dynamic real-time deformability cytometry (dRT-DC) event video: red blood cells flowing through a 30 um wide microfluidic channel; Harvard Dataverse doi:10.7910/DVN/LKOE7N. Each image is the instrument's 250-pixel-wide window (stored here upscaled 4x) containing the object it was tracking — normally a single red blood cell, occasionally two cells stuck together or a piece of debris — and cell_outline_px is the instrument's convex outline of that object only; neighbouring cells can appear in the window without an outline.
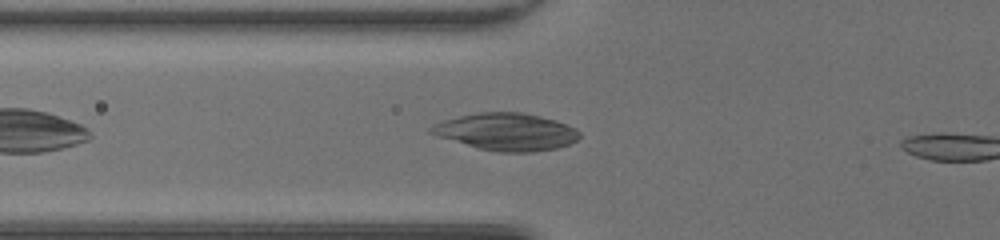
{"species": "common noctule bat (a hibernating species)", "species_latin": "Nyctalus noctula", "temperature_condition": "room temperature", "stored_images_in_passage": 32, "camera_frame_rate_fps": 3000, "um_per_image_px": 0.085, "animal": {"sex": "female", "body_mass_g": 20.0, "forearm_length_mm": 54.0}, "frame": {"image": 1, "passage_image": 6, "time_ms": 1.667, "image_size_px": [1000, 240], "cell_outline_px": [[580, 136], [576, 140], [568, 144], [556, 148], [532, 152], [500, 152], [480, 148], [440, 136], [428, 132], [428, 128], [432, 124], [444, 120], [460, 116], [480, 112], [524, 112], [556, 120], [576, 128], [580, 132]], "centroid_in_image_um": [43.07, 11.19], "position_along_channel_um": 82.7, "area_um2": 31.91}}
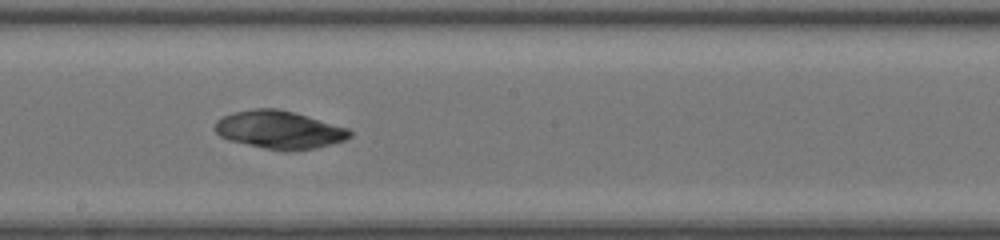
{"frame": {"image": 2, "passage_image": 16, "time_ms": 5.0, "image_size_px": [1000, 240], "cell_outline_px": [[352, 136], [344, 140], [316, 148], [284, 152], [264, 148], [228, 140], [220, 136], [216, 132], [216, 120], [232, 112], [252, 108], [276, 108], [308, 116], [348, 128], [352, 132]], "centroid_in_image_um": [23.74, 11.03], "position_along_channel_um": 224.5, "area_um2": 29.82}}
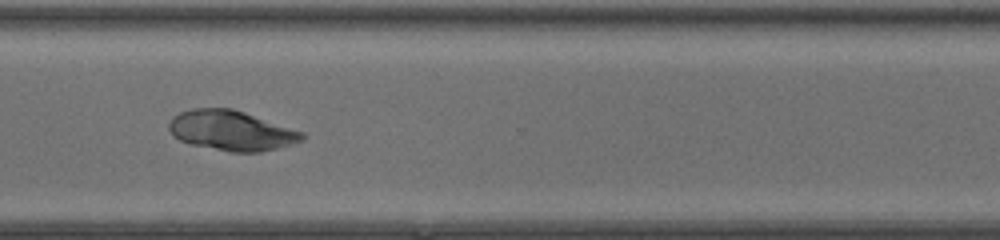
{"frame": {"image": 3, "passage_image": 25, "time_ms": 8.0, "image_size_px": [1000, 240], "cell_outline_px": [[304, 140], [292, 144], [260, 152], [232, 152], [192, 144], [180, 140], [172, 136], [168, 128], [168, 124], [172, 116], [180, 112], [192, 108], [232, 108], [304, 132]], "centroid_in_image_um": [19.64, 11.09], "position_along_channel_um": 351.0, "area_um2": 30.92}}